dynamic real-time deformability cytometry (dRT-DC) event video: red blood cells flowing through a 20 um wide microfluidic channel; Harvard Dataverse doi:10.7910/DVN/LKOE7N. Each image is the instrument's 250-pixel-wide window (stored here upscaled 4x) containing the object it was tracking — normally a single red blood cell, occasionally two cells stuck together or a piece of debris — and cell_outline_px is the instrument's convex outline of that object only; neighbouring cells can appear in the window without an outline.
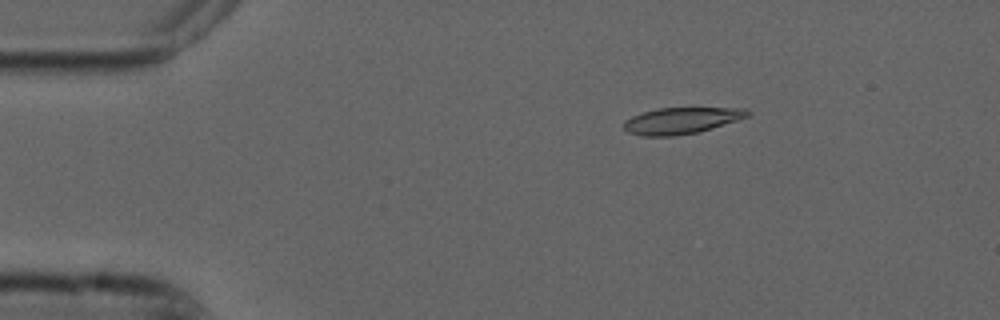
{"species": "common noctule bat (a hibernating species)", "species_latin": "Nyctalus noctula", "temperature_condition": "cold", "stored_images_in_passage": 54, "camera_frame_rate_fps": 3000, "um_per_image_px": 0.085, "animal": {"sex": "male", "forearm_length_mm": 52.5}, "frame": {"image": 1, "passage_image": 9, "time_ms": 2.667, "image_size_px": [1000, 320], "cell_outline_px": [[752, 112], [748, 116], [700, 132], [672, 136], [640, 136], [628, 132], [624, 128], [624, 120], [632, 116], [656, 108], [748, 108]], "centroid_in_image_um": [57.91, 10.25], "position_along_channel_um": 27.1, "area_um2": 19.02}}
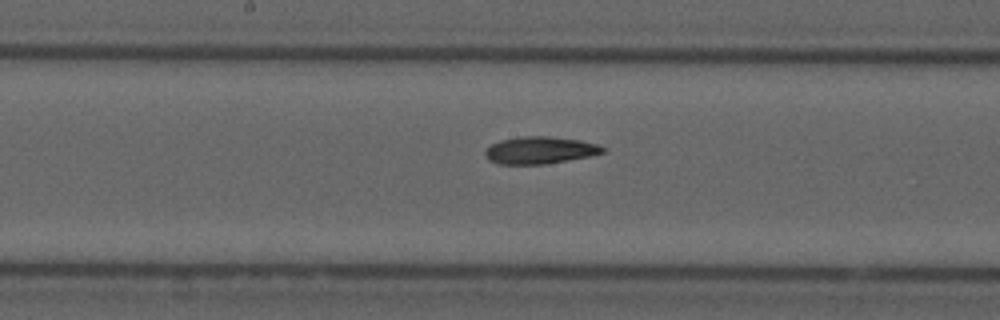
{"frame": {"image": 2, "passage_image": 28, "time_ms": 9.0, "image_size_px": [1000, 320], "cell_outline_px": [[608, 148], [604, 152], [588, 156], [568, 160], [544, 164], [496, 164], [488, 160], [484, 156], [484, 152], [492, 144], [500, 140], [524, 136], [548, 136], [580, 140], [596, 144]], "centroid_in_image_um": [45.87, 12.77], "position_along_channel_um": 202.3, "area_um2": 18.61}}
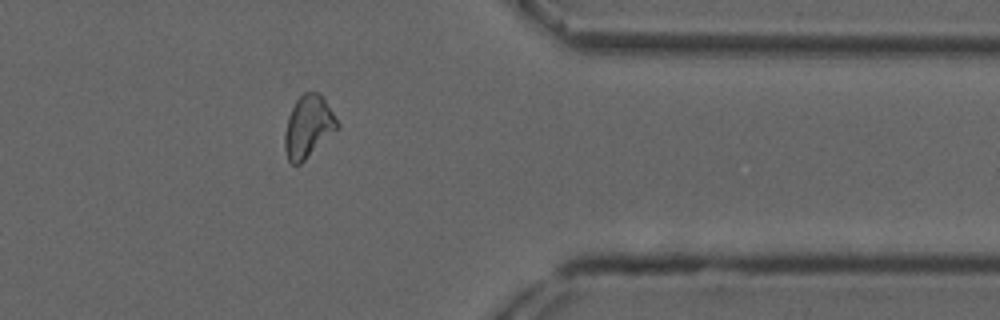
{"frame": {"image": 3, "passage_image": 44, "time_ms": 14.333, "image_size_px": [1000, 320], "cell_outline_px": [[340, 128], [300, 164], [292, 164], [288, 160], [284, 148], [284, 132], [288, 116], [296, 100], [304, 92], [316, 92], [324, 100], [340, 124]], "centroid_in_image_um": [26.19, 10.79], "position_along_channel_um": 385.2, "area_um2": 18.96}}